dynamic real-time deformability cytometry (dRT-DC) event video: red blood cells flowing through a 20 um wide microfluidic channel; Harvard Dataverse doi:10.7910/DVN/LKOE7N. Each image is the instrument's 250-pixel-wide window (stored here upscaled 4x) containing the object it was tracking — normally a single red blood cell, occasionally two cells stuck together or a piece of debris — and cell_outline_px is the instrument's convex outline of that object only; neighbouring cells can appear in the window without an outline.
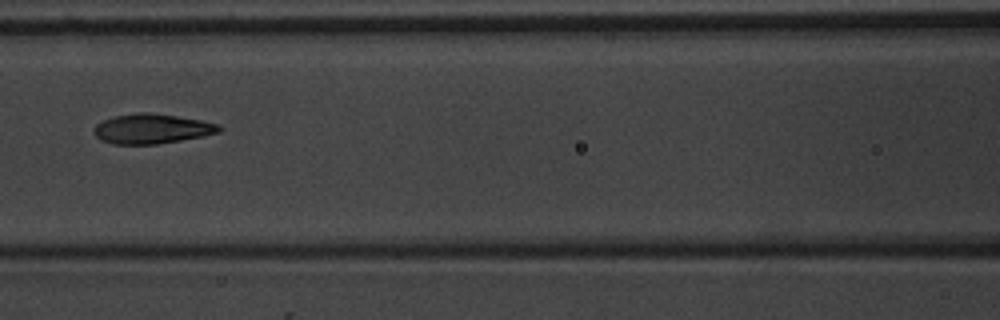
{"species": "common noctule bat (a hibernating species)", "species_latin": "Nyctalus noctula", "temperature_condition": "warm", "stored_images_in_passage": 8, "camera_frame_rate_fps": 3000, "um_per_image_px": 0.085, "animal": {"sex": "male", "body_mass_g": 20.1, "forearm_length_mm": 53.5}, "frame": {"image": 1, "passage_image": 8, "time_ms": 9.0, "image_size_px": [1000, 320], "cell_outline_px": [[224, 128], [220, 132], [204, 136], [156, 144], [112, 144], [100, 140], [92, 132], [92, 128], [96, 124], [104, 120], [116, 116], [140, 112], [148, 112], [176, 116], [200, 120], [220, 124]], "centroid_in_image_um": [12.91, 10.95], "position_along_channel_um": 153.7, "area_um2": 21.79}}